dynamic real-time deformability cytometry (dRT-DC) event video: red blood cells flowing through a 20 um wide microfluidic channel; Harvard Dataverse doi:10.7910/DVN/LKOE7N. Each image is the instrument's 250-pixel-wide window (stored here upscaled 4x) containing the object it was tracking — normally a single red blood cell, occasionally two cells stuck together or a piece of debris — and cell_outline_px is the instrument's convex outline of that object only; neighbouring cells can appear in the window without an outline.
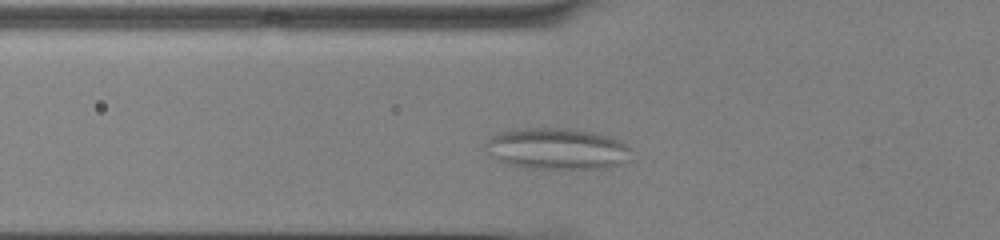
{"species": "common noctule bat (a hibernating species)", "species_latin": "Nyctalus noctula", "temperature_condition": "cold", "stored_images_in_passage": 37, "camera_frame_rate_fps": 3000, "um_per_image_px": 0.085, "animal": {"sex": "male", "body_mass_g": 13.0, "forearm_length_mm": 53.1}, "frame": {"image": 1, "passage_image": 8, "time_ms": 2.333, "image_size_px": [1000, 240], "cell_outline_px": [[628, 160], [620, 164], [604, 168], [532, 168], [508, 164], [492, 156], [488, 152], [484, 144], [492, 136], [500, 132], [512, 128], [572, 128], [596, 132], [620, 140], [628, 148]], "centroid_in_image_um": [47.32, 12.62], "position_along_channel_um": 78.5, "area_um2": 34.91}}
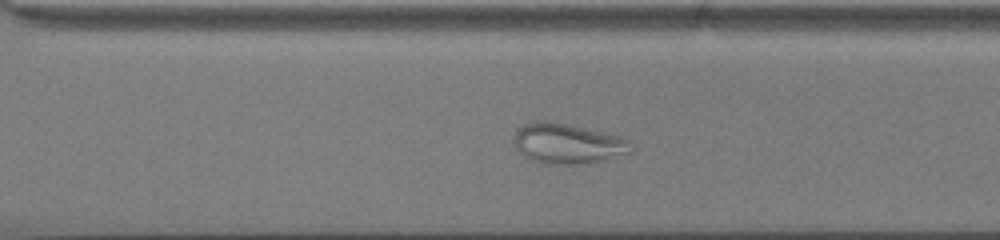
{"frame": {"image": 2, "passage_image": 27, "time_ms": 8.667, "image_size_px": [1000, 240], "cell_outline_px": [[632, 152], [604, 160], [580, 164], [544, 164], [532, 160], [524, 156], [516, 148], [512, 140], [516, 132], [524, 124], [532, 120], [544, 120], [568, 124], [612, 132], [632, 140]], "centroid_in_image_um": [48.3, 12.18], "position_along_channel_um": 322.3, "area_um2": 28.15}}
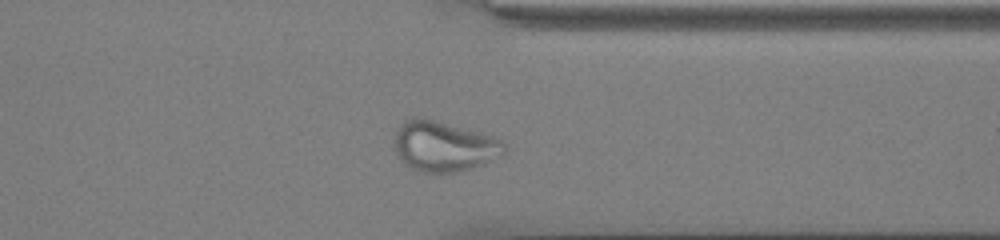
{"frame": {"image": 3, "passage_image": 31, "time_ms": 10.0, "image_size_px": [1000, 240], "cell_outline_px": [[508, 148], [504, 156], [484, 164], [472, 168], [436, 176], [412, 168], [404, 164], [400, 160], [392, 144], [392, 140], [400, 124], [404, 120], [432, 120], [496, 136], [504, 140]], "centroid_in_image_um": [37.79, 12.49], "position_along_channel_um": 373.6, "area_um2": 32.77}}